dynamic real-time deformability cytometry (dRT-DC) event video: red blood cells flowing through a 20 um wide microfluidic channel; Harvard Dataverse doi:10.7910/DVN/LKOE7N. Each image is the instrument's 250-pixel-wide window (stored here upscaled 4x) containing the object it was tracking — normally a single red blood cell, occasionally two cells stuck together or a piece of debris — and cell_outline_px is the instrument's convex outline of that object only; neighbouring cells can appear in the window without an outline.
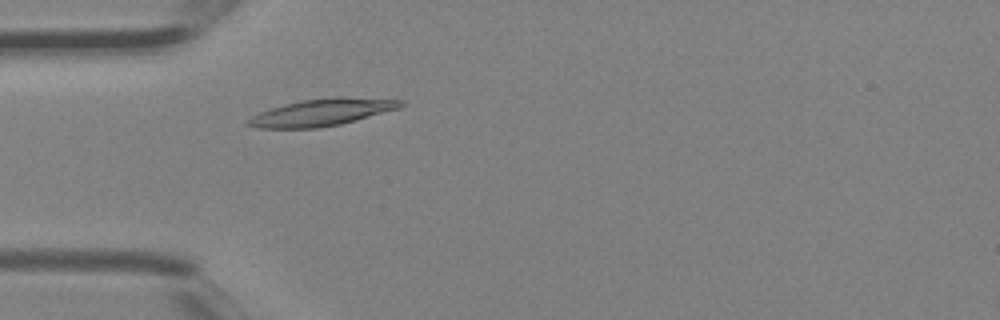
{"species": "Egyptian fruit bat (a non-hibernating species)", "species_latin": "Rousettus aegyptiacus", "temperature_condition": "room temperature", "stored_images_in_passage": 3, "camera_frame_rate_fps": 3000, "um_per_image_px": 0.085, "animal": {"sex": "female"}, "frame": {"image": 1, "passage_image": 3, "time_ms": 0.667, "image_size_px": [1000, 320], "cell_outline_px": [[404, 104], [400, 108], [356, 120], [340, 124], [320, 128], [260, 128], [244, 124], [244, 120], [260, 112], [284, 104], [304, 100], [336, 96], [344, 96], [404, 100]], "centroid_in_image_um": [27.37, 9.54], "position_along_channel_um": 57.6, "area_um2": 24.1}}